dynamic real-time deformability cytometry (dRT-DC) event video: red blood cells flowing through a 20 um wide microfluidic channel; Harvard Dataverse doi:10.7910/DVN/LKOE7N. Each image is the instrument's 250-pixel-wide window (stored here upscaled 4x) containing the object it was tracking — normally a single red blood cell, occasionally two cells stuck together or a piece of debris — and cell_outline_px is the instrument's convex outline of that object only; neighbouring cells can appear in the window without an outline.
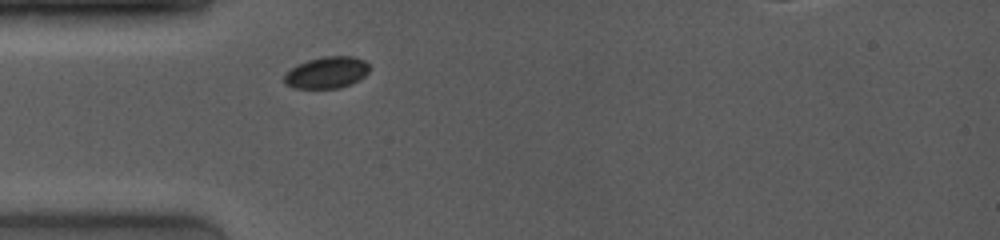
{"species": "common noctule bat (a hibernating species)", "species_latin": "Nyctalus noctula", "temperature_condition": "room temperature", "stored_images_in_passage": 41, "camera_frame_rate_fps": 4000, "um_per_image_px": 0.085, "animal": {"sex": "female", "body_mass_g": 19.0, "forearm_length_mm": 53.3}, "frame": {"image": 1, "passage_image": 1, "time_ms": 0.0, "image_size_px": [1000, 240], "cell_outline_px": [[368, 72], [360, 80], [352, 84], [340, 88], [292, 88], [284, 84], [284, 76], [292, 68], [308, 60], [324, 56], [352, 56], [364, 60], [368, 64]], "centroid_in_image_um": [27.79, 6.18], "position_along_channel_um": 57.2, "area_um2": 15.66}}
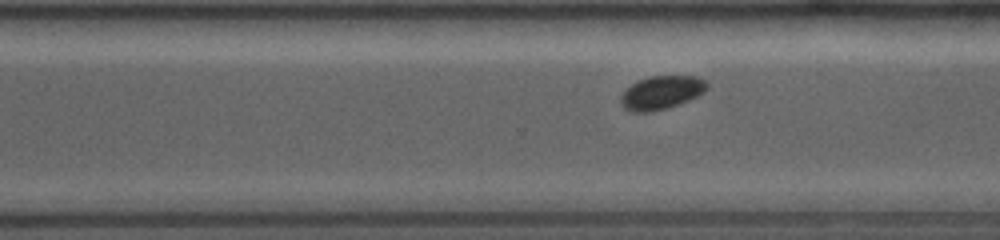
{"frame": {"image": 2, "passage_image": 27, "time_ms": 6.5, "image_size_px": [1000, 240], "cell_outline_px": [[708, 88], [704, 92], [688, 100], [668, 108], [652, 112], [632, 112], [624, 108], [620, 104], [620, 96], [632, 84], [648, 76], [696, 76], [704, 80], [708, 84]], "centroid_in_image_um": [56.21, 7.88], "position_along_channel_um": 314.4, "area_um2": 16.76}}
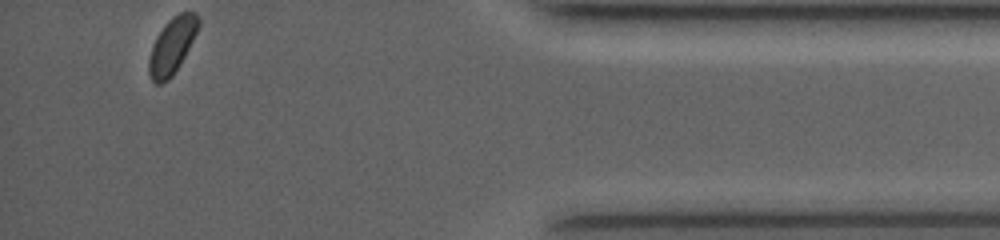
{"frame": {"image": 3, "passage_image": 41, "time_ms": 10.0, "image_size_px": [1000, 240], "cell_outline_px": [[200, 24], [180, 64], [172, 76], [168, 80], [160, 84], [156, 84], [152, 80], [148, 72], [148, 60], [152, 44], [156, 36], [164, 24], [172, 16], [180, 12], [196, 12], [200, 20]], "centroid_in_image_um": [14.6, 3.88], "position_along_channel_um": 420.6, "area_um2": 16.18}}